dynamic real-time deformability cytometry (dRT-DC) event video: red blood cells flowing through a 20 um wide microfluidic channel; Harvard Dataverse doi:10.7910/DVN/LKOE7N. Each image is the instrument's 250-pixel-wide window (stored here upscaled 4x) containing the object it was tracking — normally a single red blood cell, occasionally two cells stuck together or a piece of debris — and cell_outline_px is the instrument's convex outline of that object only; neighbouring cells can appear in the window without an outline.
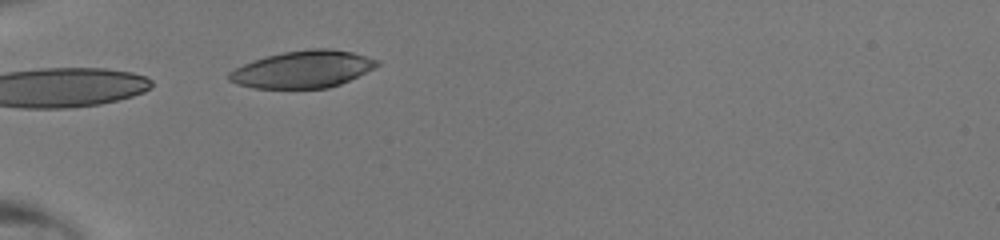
{"species": "human", "species_latin": "Homo sapiens", "temperature_condition": "room temperature", "stored_images_in_passage": 5, "camera_frame_rate_fps": 3000, "um_per_image_px": 0.085, "donor": {"sex": "male"}, "frame": {"image": 1, "passage_image": 1, "time_ms": 0.0, "image_size_px": [1000, 240], "cell_outline_px": [[380, 64], [340, 84], [328, 88], [252, 88], [236, 84], [228, 80], [228, 72], [244, 64], [268, 56], [284, 52], [308, 48], [332, 48], [352, 52], [380, 60]], "centroid_in_image_um": [25.73, 5.88], "position_along_channel_um": 59.3, "area_um2": 31.79}}
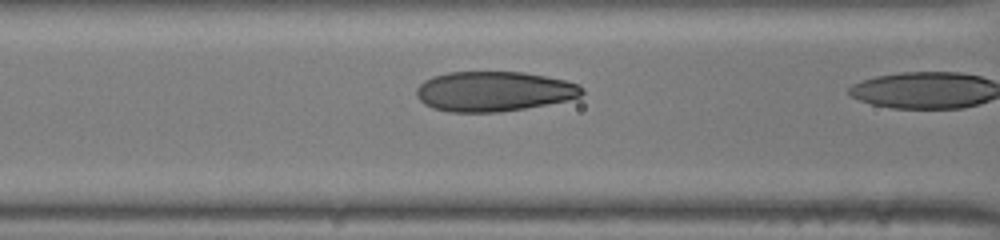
{"frame": {"image": 2, "passage_image": 4, "time_ms": 1.0, "image_size_px": [1000, 240], "cell_outline_px": [[584, 92], [580, 96], [568, 100], [524, 108], [500, 112], [448, 112], [432, 108], [424, 104], [416, 96], [416, 88], [424, 80], [432, 76], [448, 72], [524, 72], [564, 80], [580, 84], [584, 88]], "centroid_in_image_um": [41.95, 7.76], "position_along_channel_um": 124.6, "area_um2": 38.67}}